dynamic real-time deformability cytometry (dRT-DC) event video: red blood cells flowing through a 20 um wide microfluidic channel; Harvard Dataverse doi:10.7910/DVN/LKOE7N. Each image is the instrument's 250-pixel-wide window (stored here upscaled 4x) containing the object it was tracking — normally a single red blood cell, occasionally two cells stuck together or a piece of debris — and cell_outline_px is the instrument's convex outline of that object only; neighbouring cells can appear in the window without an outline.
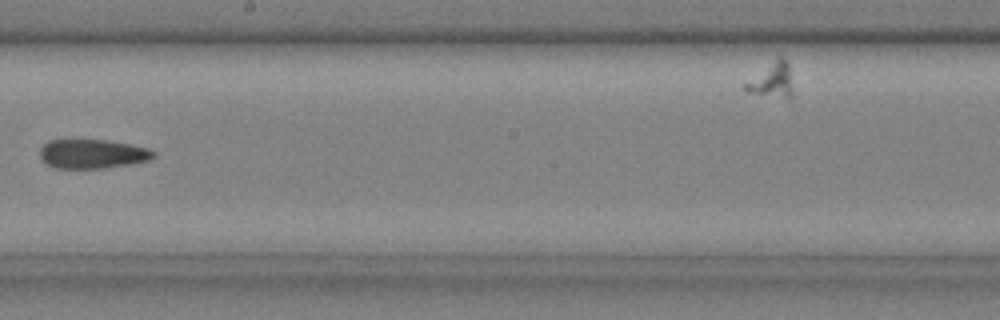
{"species": "common noctule bat (a hibernating species)", "species_latin": "Nyctalus noctula", "temperature_condition": "cold", "stored_images_in_passage": 13, "camera_frame_rate_fps": 3000, "um_per_image_px": 0.085, "animal": {"sex": "male", "body_mass_g": 20.4}, "frame": {"image": 1, "passage_image": 8, "time_ms": 2.333, "image_size_px": [1000, 320], "cell_outline_px": [[156, 156], [152, 160], [104, 168], [56, 168], [40, 160], [40, 148], [48, 140], [72, 136], [108, 140], [148, 148], [156, 152]], "centroid_in_image_um": [7.81, 13.02], "position_along_channel_um": 240.4, "area_um2": 20.23}}